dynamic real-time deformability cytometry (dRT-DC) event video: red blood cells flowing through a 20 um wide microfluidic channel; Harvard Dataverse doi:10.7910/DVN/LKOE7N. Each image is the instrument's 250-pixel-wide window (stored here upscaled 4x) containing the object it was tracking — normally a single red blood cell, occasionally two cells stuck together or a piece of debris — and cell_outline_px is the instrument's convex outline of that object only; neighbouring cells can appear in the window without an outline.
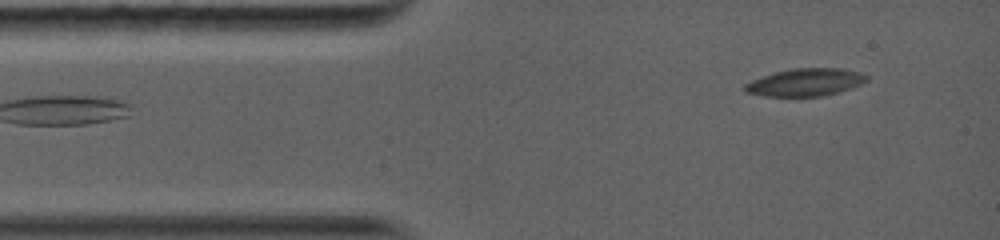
{"species": "common noctule bat (a hibernating species)", "species_latin": "Nyctalus noctula", "temperature_condition": "warm", "stored_images_in_passage": 34, "camera_frame_rate_fps": 5000, "um_per_image_px": 0.085, "animal": {"sex": "female", "body_mass_g": 19.0, "forearm_length_mm": 56.7}, "frame": {"image": 1, "passage_image": 1, "time_ms": 0.0, "image_size_px": [1000, 240], "cell_outline_px": [[868, 80], [860, 84], [824, 96], [764, 96], [744, 92], [744, 84], [752, 80], [776, 72], [792, 68], [844, 68], [860, 72], [868, 76]], "centroid_in_image_um": [68.45, 6.99], "position_along_channel_um": 16.6, "area_um2": 19.42}}
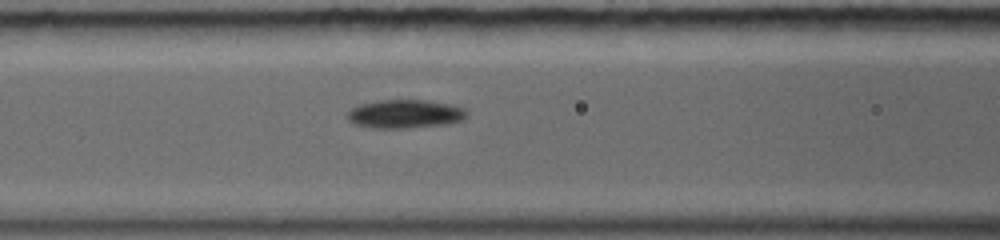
{"frame": {"image": 2, "passage_image": 13, "time_ms": 4.0, "image_size_px": [1000, 240], "cell_outline_px": [[468, 112], [464, 120], [448, 124], [404, 128], [372, 128], [356, 124], [348, 120], [348, 112], [352, 108], [360, 104], [376, 100], [424, 100], [448, 104], [464, 108]], "centroid_in_image_um": [34.44, 9.68], "position_along_channel_um": 132.2, "area_um2": 19.83}}
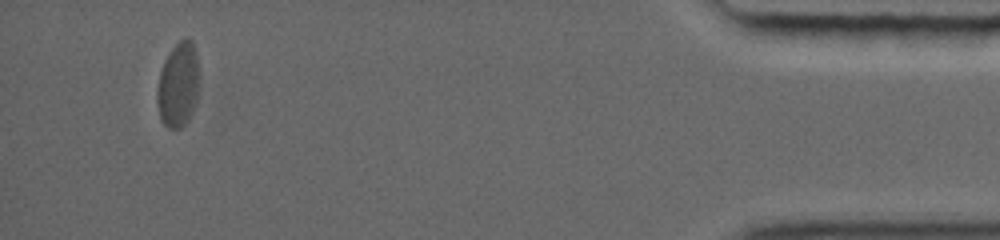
{"frame": {"image": 3, "passage_image": 30, "time_ms": 13.4, "image_size_px": [1000, 240], "cell_outline_px": [[196, 96], [192, 112], [188, 120], [180, 128], [168, 128], [160, 120], [156, 100], [156, 92], [160, 72], [164, 60], [168, 52], [180, 40], [188, 36], [192, 40], [196, 52]], "centroid_in_image_um": [15.09, 7.2], "position_along_channel_um": 420.1, "area_um2": 20.46}, "authors_computed_cell_mechanics": {"area_um2": 19.7965, "velocity_mm_per_s": 3.9978, "shape_relaxation_time_tau1_ms": 1.7677, "shape_relaxation_time_tau2_ms": null, "deformation_change_tau1": 0.1043, "deformation_change_tau2": null}}